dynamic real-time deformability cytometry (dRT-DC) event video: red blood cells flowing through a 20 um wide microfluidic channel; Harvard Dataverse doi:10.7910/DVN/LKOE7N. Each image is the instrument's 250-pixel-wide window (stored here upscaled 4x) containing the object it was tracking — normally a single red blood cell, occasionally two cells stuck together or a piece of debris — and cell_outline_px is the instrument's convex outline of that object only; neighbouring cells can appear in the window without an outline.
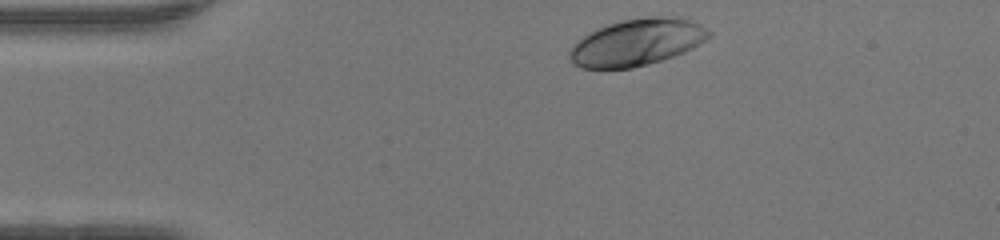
{"species": "human", "species_latin": "Homo sapiens", "temperature_condition": "warm", "stored_images_in_passage": 34, "camera_frame_rate_fps": 3000, "um_per_image_px": 0.085, "donor": {"sex": "female"}, "frame": {"image": 1, "passage_image": 1, "time_ms": 0.0, "image_size_px": [1000, 240], "cell_outline_px": [[712, 36], [692, 48], [684, 52], [648, 64], [632, 68], [580, 68], [568, 56], [568, 52], [576, 40], [588, 32], [596, 28], [608, 24], [624, 20], [648, 16], [668, 16], [688, 20], [700, 24], [712, 32]], "centroid_in_image_um": [54.12, 3.59], "position_along_channel_um": 30.9, "area_um2": 37.92}}
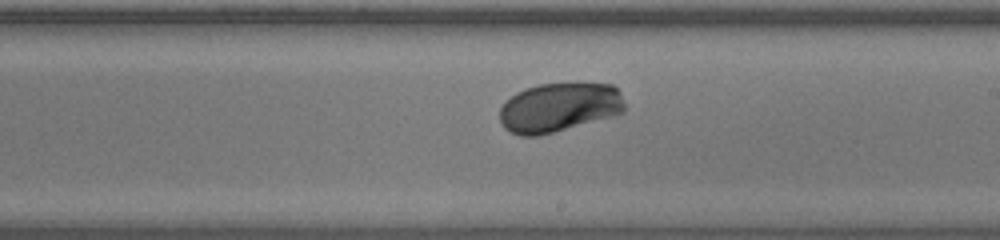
{"frame": {"image": 2, "passage_image": 20, "time_ms": 6.333, "image_size_px": [1000, 240], "cell_outline_px": [[624, 112], [612, 116], [540, 136], [520, 136], [504, 128], [500, 120], [500, 108], [504, 100], [516, 92], [524, 88], [540, 84], [612, 84], [620, 92], [624, 104]], "centroid_in_image_um": [47.48, 9.14], "position_along_channel_um": 241.5, "area_um2": 35.84}}
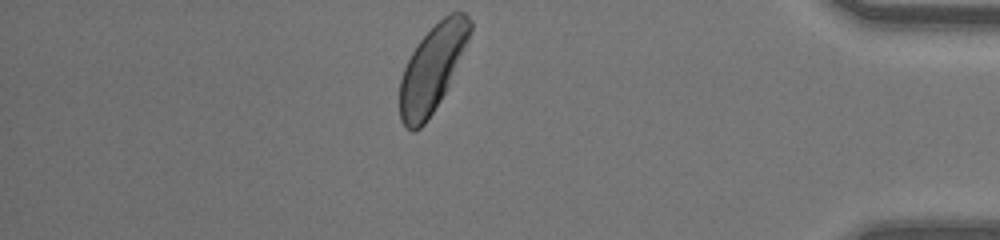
{"frame": {"image": 3, "passage_image": 34, "time_ms": 11.0, "image_size_px": [1000, 240], "cell_outline_px": [[472, 28], [468, 40], [448, 84], [440, 100], [424, 124], [420, 128], [412, 132], [400, 120], [400, 80], [404, 68], [416, 44], [444, 16], [452, 12], [464, 12], [472, 20]], "centroid_in_image_um": [36.73, 5.8], "position_along_channel_um": 398.5, "area_um2": 34.45}, "authors_computed_cell_mechanics": {"area_um2": 35.8071, "velocity_mm_per_s": 4.1961, "shape_relaxation_time_tau1_ms": 1.7567, "shape_relaxation_time_tau2_ms": null, "deformation_change_tau1": 0.1281, "deformation_change_tau2": null}}